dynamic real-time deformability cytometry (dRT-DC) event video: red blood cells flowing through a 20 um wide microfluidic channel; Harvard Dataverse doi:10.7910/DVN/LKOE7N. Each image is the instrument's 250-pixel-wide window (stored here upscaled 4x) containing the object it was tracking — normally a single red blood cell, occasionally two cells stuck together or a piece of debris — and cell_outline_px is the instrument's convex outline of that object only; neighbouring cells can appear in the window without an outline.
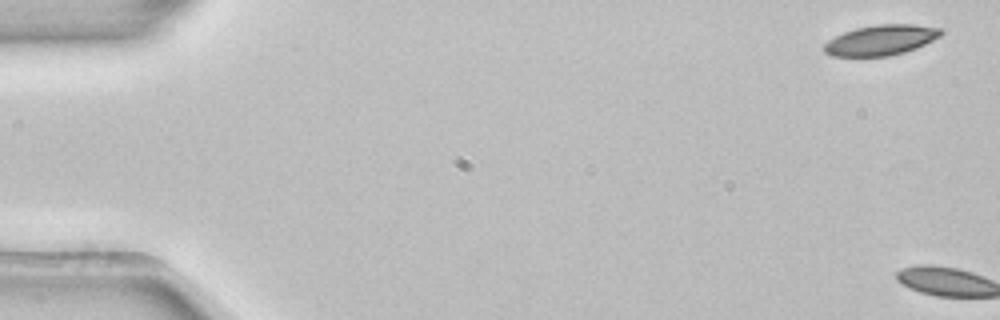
{"species": "common noctule bat (a hibernating species)", "species_latin": "Nyctalus noctula", "temperature_condition": "room temperature", "stored_images_in_passage": 5, "camera_frame_rate_fps": 3000, "um_per_image_px": 0.085, "animal": {"sex": "female", "body_mass_g": 22.7, "forearm_length_mm": 54.2}, "frame": {"image": 1, "passage_image": 1, "time_ms": 0.0, "image_size_px": [1000, 320], "cell_outline_px": [[944, 32], [940, 36], [916, 48], [904, 52], [888, 56], [832, 56], [824, 52], [824, 44], [828, 40], [844, 32], [856, 28], [876, 24], [912, 24], [944, 28]], "centroid_in_image_um": [74.9, 3.4], "position_along_channel_um": 10.1, "area_um2": 20.63}}